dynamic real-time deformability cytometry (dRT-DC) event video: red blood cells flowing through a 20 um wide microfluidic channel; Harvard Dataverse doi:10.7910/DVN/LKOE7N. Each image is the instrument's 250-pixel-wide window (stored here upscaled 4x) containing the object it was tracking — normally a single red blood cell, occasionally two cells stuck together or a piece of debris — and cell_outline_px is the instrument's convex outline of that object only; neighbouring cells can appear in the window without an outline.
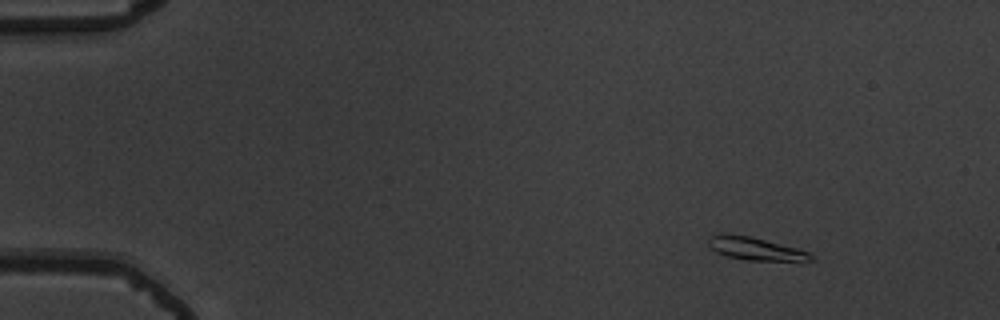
{"species": "common noctule bat (a hibernating species)", "species_latin": "Nyctalus noctula", "temperature_condition": "warm", "stored_images_in_passage": 55, "camera_frame_rate_fps": 3000, "um_per_image_px": 0.085, "animal": {"sex": "male", "body_mass_g": 19.5, "forearm_length_mm": 54.6}, "frame": {"image": 1, "passage_image": 7, "time_ms": 2.0, "image_size_px": [1000, 320], "cell_outline_px": [[816, 260], [748, 260], [728, 256], [716, 252], [708, 244], [708, 236], [724, 232], [752, 236], [796, 248], [808, 252]], "centroid_in_image_um": [64.14, 21.1], "position_along_channel_um": 20.9, "area_um2": 13.58}}
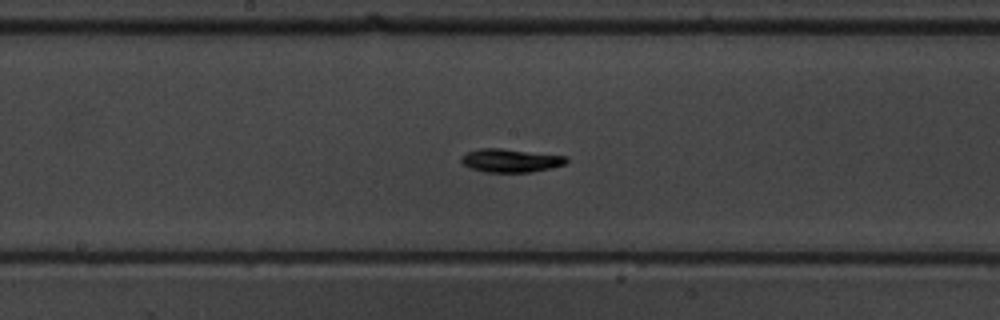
{"frame": {"image": 2, "passage_image": 30, "time_ms": 9.667, "image_size_px": [1000, 320], "cell_outline_px": [[568, 160], [564, 164], [532, 172], [484, 172], [468, 168], [460, 160], [460, 156], [468, 152], [480, 148], [500, 148], [568, 156]], "centroid_in_image_um": [43.36, 13.64], "position_along_channel_um": 204.8, "area_um2": 14.33}}
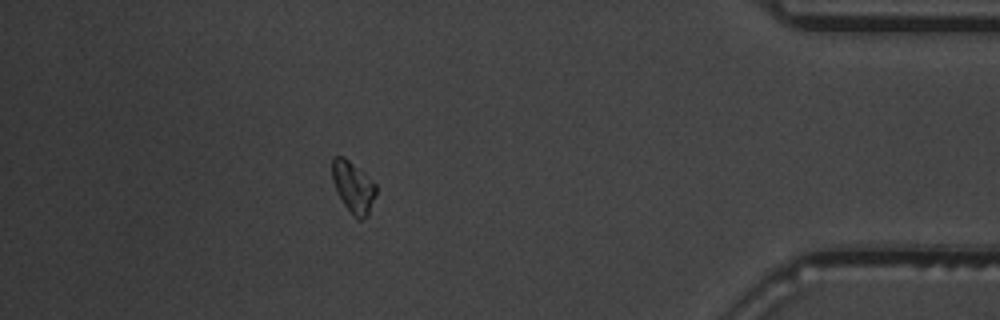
{"frame": {"image": 3, "passage_image": 49, "time_ms": 16.0, "image_size_px": [1000, 320], "cell_outline_px": [[376, 192], [368, 216], [360, 220], [356, 220], [344, 204], [336, 192], [332, 180], [332, 156], [344, 156], [376, 184]], "centroid_in_image_um": [30.0, 15.91], "position_along_channel_um": 405.2, "area_um2": 13.12}, "authors_computed_cell_mechanics": {"area_um2": 13.583, "velocity_mm_per_s": 3.7921, "shape_relaxation_time_tau1_ms": 1.6114, "shape_relaxation_time_tau2_ms": 3.237, "deformation_change_tau1": 0.1344, "deformation_change_tau2": 0.0835}}